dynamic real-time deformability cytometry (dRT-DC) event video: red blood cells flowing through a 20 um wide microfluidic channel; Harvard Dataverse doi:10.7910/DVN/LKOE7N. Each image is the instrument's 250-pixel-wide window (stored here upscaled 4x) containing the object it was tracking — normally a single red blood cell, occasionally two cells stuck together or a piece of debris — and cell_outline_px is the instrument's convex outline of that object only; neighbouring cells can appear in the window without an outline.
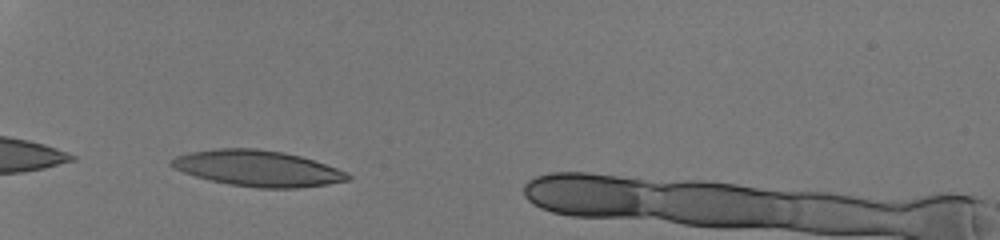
{"species": "human", "species_latin": "Homo sapiens", "temperature_condition": "room temperature", "stored_images_in_passage": 28, "camera_frame_rate_fps": 3000, "um_per_image_px": 0.085, "donor": {"sex": "male"}, "frame": {"image": 1, "passage_image": 1, "time_ms": 0.0, "image_size_px": [1000, 240], "cell_outline_px": [[352, 180], [328, 184], [296, 188], [256, 188], [228, 184], [196, 176], [172, 168], [168, 164], [168, 160], [176, 156], [188, 152], [216, 148], [256, 148], [284, 152], [300, 156], [348, 172], [352, 176]], "centroid_in_image_um": [21.89, 14.31], "position_along_channel_um": 63.1, "area_um2": 37.11}}
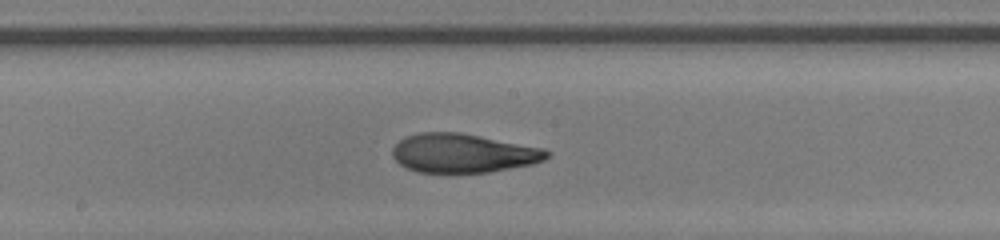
{"frame": {"image": 2, "passage_image": 13, "time_ms": 4.0, "image_size_px": [1000, 240], "cell_outline_px": [[552, 152], [544, 160], [532, 164], [488, 172], [416, 172], [400, 164], [392, 156], [392, 148], [404, 136], [420, 132], [460, 132], [544, 148]], "centroid_in_image_um": [39.36, 13.01], "position_along_channel_um": 208.8, "area_um2": 35.03}}
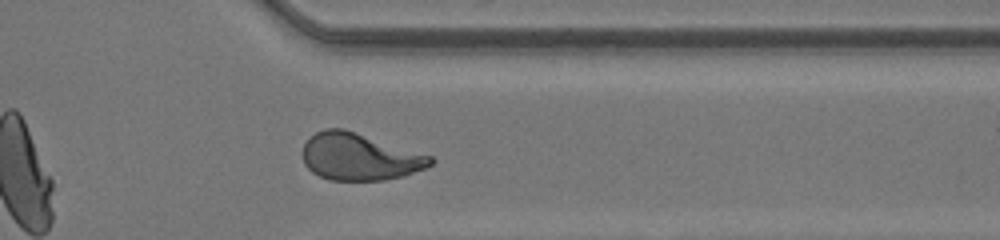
{"frame": {"image": 3, "passage_image": 25, "time_ms": 8.0, "image_size_px": [1000, 240], "cell_outline_px": [[436, 160], [432, 164], [424, 168], [404, 176], [384, 180], [328, 180], [312, 172], [304, 164], [304, 144], [316, 132], [324, 128], [344, 128], [432, 156]], "centroid_in_image_um": [30.57, 13.33], "position_along_channel_um": 380.8, "area_um2": 34.91}, "authors_computed_cell_mechanics": {"area_um2": 35.4603, "velocity_mm_per_s": 4.2929, "shape_relaxation_time_tau1_ms": 10.2465, "shape_relaxation_time_tau2_ms": 0.9374, "deformation_change_tau1": 0.357, "deformation_change_tau2": 0.0771}}